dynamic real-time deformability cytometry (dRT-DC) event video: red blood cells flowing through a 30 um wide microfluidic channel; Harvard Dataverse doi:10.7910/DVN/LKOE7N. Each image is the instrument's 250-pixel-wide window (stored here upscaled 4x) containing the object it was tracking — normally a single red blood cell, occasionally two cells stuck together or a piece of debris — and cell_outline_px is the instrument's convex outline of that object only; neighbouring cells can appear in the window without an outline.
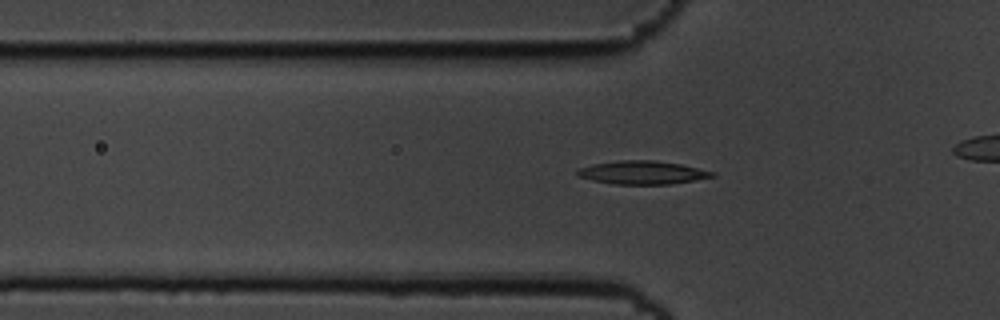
{"species": "common noctule bat (a hibernating species)", "species_latin": "Nyctalus noctula", "temperature_condition": "cold", "stored_images_in_passage": 47, "camera_frame_rate_fps": 3000, "um_per_image_px": 0.085, "animal": {"sex": "male", "body_mass_g": 19.5, "forearm_length_mm": 54.6}, "frame": {"image": 1, "passage_image": 19, "time_ms": 6.0, "image_size_px": [1000, 320], "cell_outline_px": [[716, 176], [672, 184], [612, 184], [592, 180], [580, 176], [576, 172], [580, 168], [592, 164], [620, 160], [656, 160], [680, 164], [716, 172]], "centroid_in_image_um": [54.63, 14.66], "position_along_channel_um": 71.2, "area_um2": 18.26}}
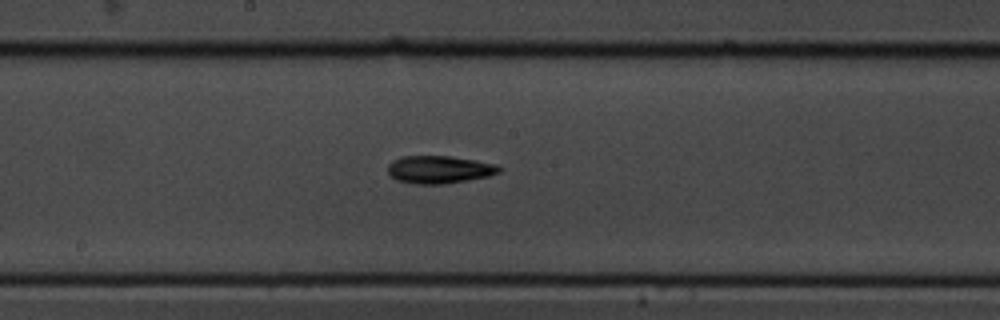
{"frame": {"image": 2, "passage_image": 31, "time_ms": 10.0, "image_size_px": [1000, 320], "cell_outline_px": [[504, 168], [500, 172], [488, 176], [444, 184], [416, 184], [396, 180], [388, 172], [388, 164], [392, 160], [400, 156], [452, 156], [496, 164]], "centroid_in_image_um": [37.33, 14.4], "position_along_channel_um": 210.9, "area_um2": 18.03}}
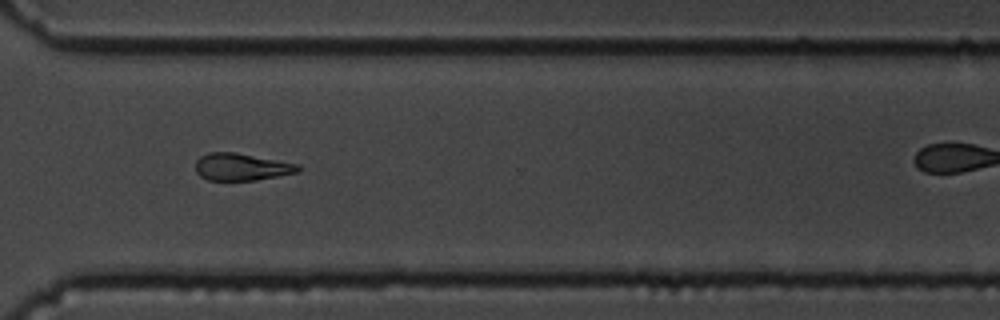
{"frame": {"image": 3, "passage_image": 43, "time_ms": 14.0, "image_size_px": [1000, 320], "cell_outline_px": [[300, 172], [256, 180], [208, 180], [200, 176], [196, 172], [196, 160], [200, 156], [208, 152], [236, 152], [300, 164]], "centroid_in_image_um": [20.54, 14.18], "position_along_channel_um": 350.1, "area_um2": 16.42}}